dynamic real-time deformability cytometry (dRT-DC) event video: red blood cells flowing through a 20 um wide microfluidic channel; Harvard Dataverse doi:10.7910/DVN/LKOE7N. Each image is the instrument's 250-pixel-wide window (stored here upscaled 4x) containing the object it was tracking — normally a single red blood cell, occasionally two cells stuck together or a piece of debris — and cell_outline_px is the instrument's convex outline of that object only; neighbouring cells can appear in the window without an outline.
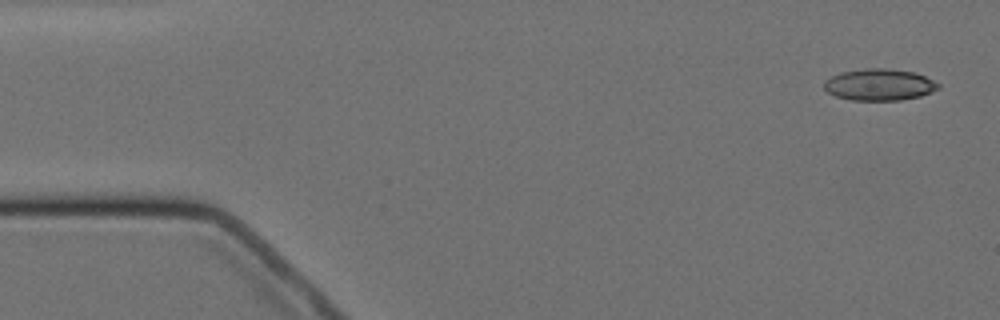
{"species": "Egyptian fruit bat (a non-hibernating species)", "species_latin": "Rousettus aegyptiacus", "temperature_condition": "cold", "stored_images_in_passage": 9, "camera_frame_rate_fps": 3000, "um_per_image_px": 0.085, "animal": {"sex": "female"}, "frame": {"image": 1, "passage_image": 1, "time_ms": 0.0, "image_size_px": [1000, 320], "cell_outline_px": [[940, 88], [920, 96], [900, 100], [852, 100], [836, 96], [828, 92], [824, 88], [824, 80], [840, 72], [868, 68], [884, 68], [912, 72], [924, 76], [940, 84]], "centroid_in_image_um": [74.72, 7.2], "position_along_channel_um": 10.3, "area_um2": 20.87}}
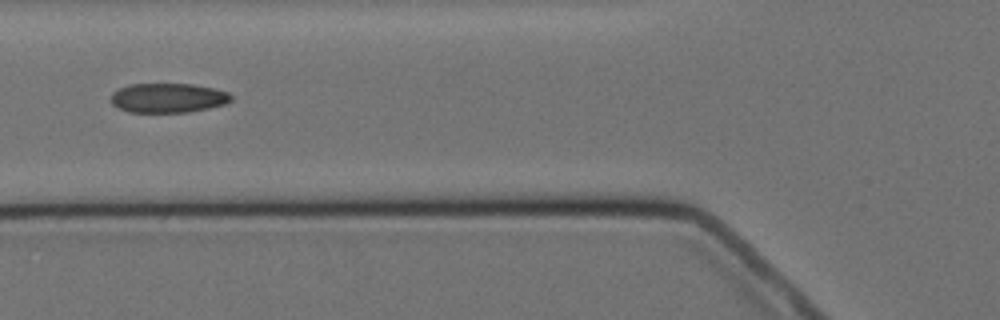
{"frame": {"image": 2, "passage_image": 6, "time_ms": 6.0, "image_size_px": [1000, 320], "cell_outline_px": [[232, 100], [224, 104], [208, 108], [188, 112], [128, 112], [112, 104], [112, 92], [128, 84], [192, 84], [216, 88], [228, 92], [232, 96]], "centroid_in_image_um": [14.3, 8.31], "position_along_channel_um": 111.5, "area_um2": 20.63}}
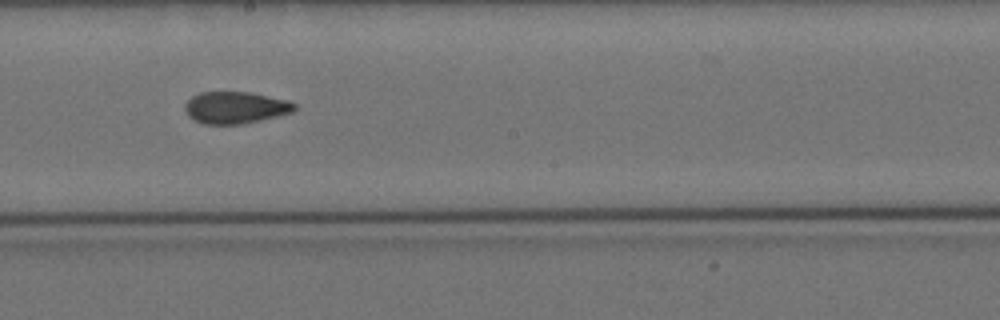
{"frame": {"image": 3, "passage_image": 9, "time_ms": 9.333, "image_size_px": [1000, 320], "cell_outline_px": [[296, 108], [292, 112], [244, 124], [204, 124], [188, 116], [184, 108], [184, 104], [192, 96], [200, 92], [248, 92], [288, 100], [296, 104]], "centroid_in_image_um": [19.99, 9.14], "position_along_channel_um": 228.2, "area_um2": 20.29}}